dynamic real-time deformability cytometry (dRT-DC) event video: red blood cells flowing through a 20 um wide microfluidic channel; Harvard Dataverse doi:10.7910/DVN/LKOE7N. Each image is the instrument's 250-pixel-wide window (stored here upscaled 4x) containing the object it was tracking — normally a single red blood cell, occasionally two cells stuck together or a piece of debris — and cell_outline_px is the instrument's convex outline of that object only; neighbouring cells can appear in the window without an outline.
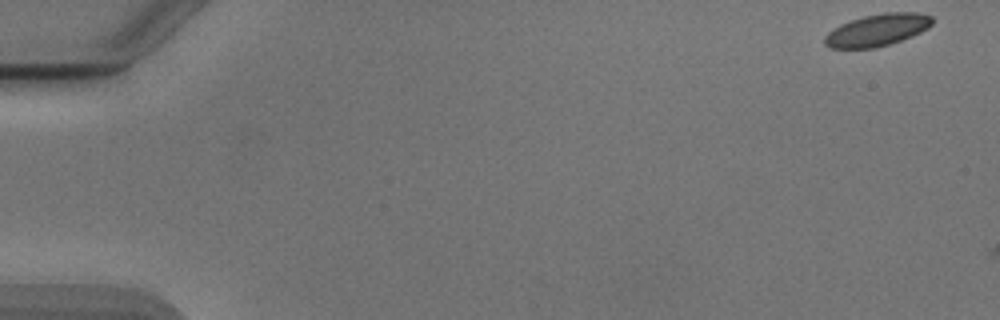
{"species": "Egyptian fruit bat (a non-hibernating species)", "species_latin": "Rousettus aegyptiacus", "temperature_condition": "cold", "stored_images_in_passage": 3, "camera_frame_rate_fps": 3000, "um_per_image_px": 0.085, "animal": {"sex": "male"}, "frame": {"image": 1, "passage_image": 1, "time_ms": 0.0, "image_size_px": [1000, 320], "cell_outline_px": [[932, 24], [928, 28], [912, 36], [888, 44], [872, 48], [832, 48], [824, 44], [824, 36], [832, 28], [840, 24], [864, 16], [884, 12], [920, 12], [932, 16]], "centroid_in_image_um": [74.56, 2.54], "position_along_channel_um": 10.4, "area_um2": 20.06}}